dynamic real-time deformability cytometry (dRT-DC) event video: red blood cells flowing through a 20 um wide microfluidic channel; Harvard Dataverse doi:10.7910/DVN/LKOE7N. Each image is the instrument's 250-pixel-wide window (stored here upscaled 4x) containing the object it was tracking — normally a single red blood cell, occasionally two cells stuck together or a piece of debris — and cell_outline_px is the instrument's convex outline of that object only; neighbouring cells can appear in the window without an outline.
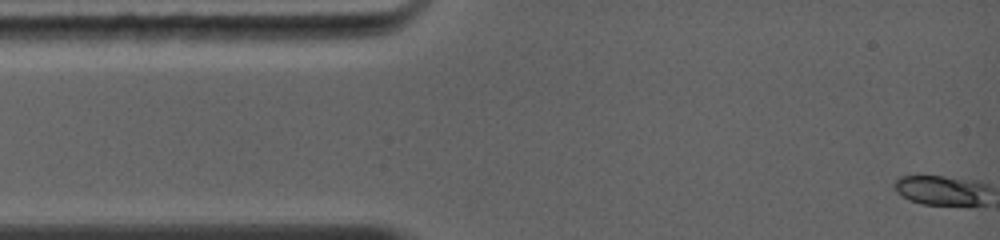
{"species": "common noctule bat (a hibernating species)", "species_latin": "Nyctalus noctula", "temperature_condition": "warm", "stored_images_in_passage": 7, "camera_frame_rate_fps": 5000, "um_per_image_px": 0.085, "animal": {"sex": "female", "body_mass_g": 19.0, "forearm_length_mm": 56.7}, "frame": {"image": 1, "passage_image": 1, "time_ms": 0.0, "image_size_px": [1000, 240], "cell_outline_px": [[984, 204], [924, 204], [912, 200], [904, 196], [896, 188], [896, 184], [904, 176], [940, 176], [952, 180], [960, 184], [972, 192]], "centroid_in_image_um": [79.54, 16.22], "position_along_channel_um": 5.5, "area_um2": 12.89}}
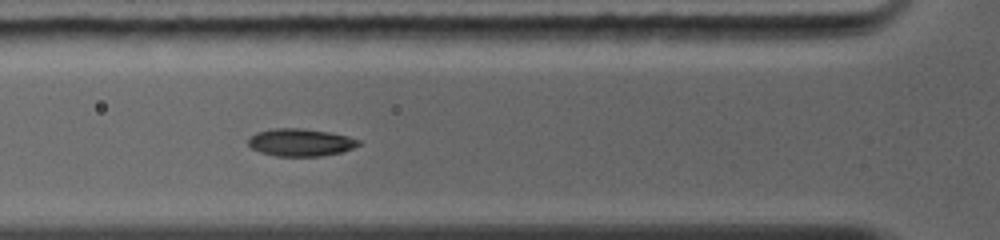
{"frame": {"image": 2, "passage_image": 6, "time_ms": 4.0, "image_size_px": [1000, 240], "cell_outline_px": [[360, 144], [352, 148], [340, 152], [316, 156], [276, 156], [260, 152], [252, 148], [248, 144], [248, 140], [256, 132], [276, 128], [300, 128], [328, 132], [360, 140]], "centroid_in_image_um": [25.5, 12.1], "position_along_channel_um": 100.3, "area_um2": 17.34}}
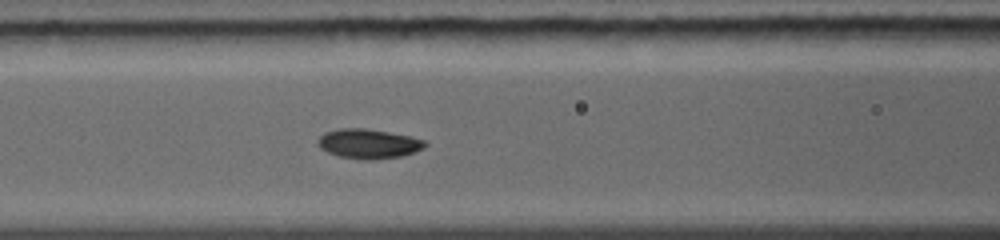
{"frame": {"image": 3, "passage_image": 7, "time_ms": 4.8, "image_size_px": [1000, 240], "cell_outline_px": [[424, 144], [420, 148], [412, 152], [400, 156], [340, 156], [328, 152], [320, 148], [320, 136], [324, 132], [340, 128], [364, 128], [388, 132], [408, 136], [424, 140]], "centroid_in_image_um": [31.26, 12.14], "position_along_channel_um": 135.3, "area_um2": 16.94}}